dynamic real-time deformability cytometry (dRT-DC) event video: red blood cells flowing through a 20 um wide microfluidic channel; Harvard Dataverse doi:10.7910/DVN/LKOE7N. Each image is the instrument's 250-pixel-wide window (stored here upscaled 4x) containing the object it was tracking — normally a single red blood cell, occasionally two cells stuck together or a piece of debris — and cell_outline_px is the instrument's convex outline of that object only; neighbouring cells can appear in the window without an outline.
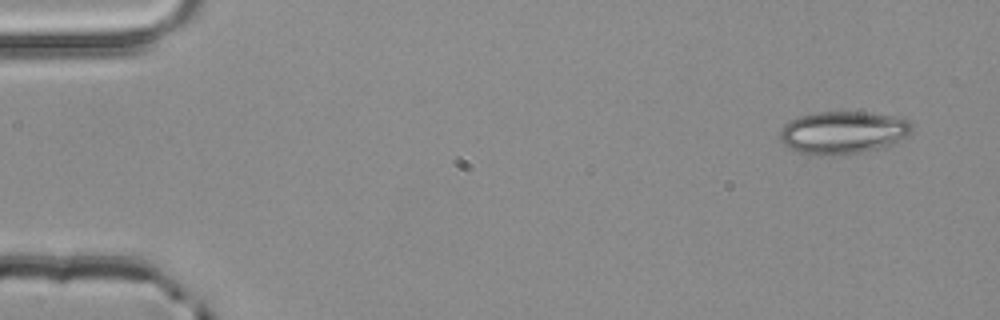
{"species": "common noctule bat (a hibernating species)", "species_latin": "Nyctalus noctula", "temperature_condition": "room temperature", "stored_images_in_passage": 4, "camera_frame_rate_fps": 3000, "um_per_image_px": 0.085, "animal": {"sex": "male", "body_mass_g": 20.4}, "frame": {"image": 1, "passage_image": 1, "time_ms": 0.0, "image_size_px": [1000, 320], "cell_outline_px": [[912, 128], [904, 136], [888, 144], [876, 148], [860, 152], [800, 152], [784, 144], [780, 140], [780, 132], [784, 124], [800, 116], [816, 112], [868, 112], [892, 116], [912, 120]], "centroid_in_image_um": [71.65, 11.19], "position_along_channel_um": 13.3, "area_um2": 31.27}}